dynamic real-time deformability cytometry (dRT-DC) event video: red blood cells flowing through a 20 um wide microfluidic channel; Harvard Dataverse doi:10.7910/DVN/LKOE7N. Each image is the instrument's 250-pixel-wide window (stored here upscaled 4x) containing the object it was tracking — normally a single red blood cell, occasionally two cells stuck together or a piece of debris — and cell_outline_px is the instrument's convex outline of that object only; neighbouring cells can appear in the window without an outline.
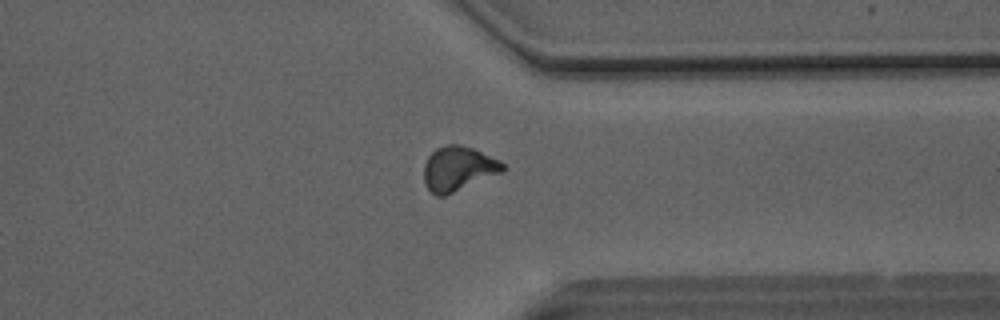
{"species": "Egyptian fruit bat (a non-hibernating species)", "species_latin": "Rousettus aegyptiacus", "temperature_condition": "room temperature", "stored_images_in_passage": 50, "camera_frame_rate_fps": 3000, "um_per_image_px": 0.085, "animal": {"sex": "male"}, "frame": {"image": 1, "passage_image": 39, "time_ms": 12.667, "image_size_px": [1000, 320], "cell_outline_px": [[504, 172], [444, 196], [436, 196], [424, 184], [424, 164], [428, 156], [436, 148], [448, 144], [460, 144], [472, 148], [500, 160], [504, 164]], "centroid_in_image_um": [38.95, 14.33], "position_along_channel_um": 372.5, "area_um2": 20.52}}
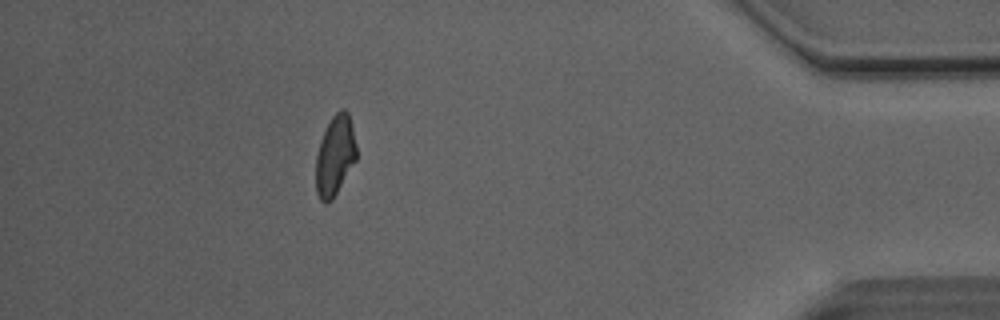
{"frame": {"image": 2, "passage_image": 45, "time_ms": 14.667, "image_size_px": [1000, 320], "cell_outline_px": [[356, 160], [332, 200], [328, 204], [324, 204], [320, 200], [316, 192], [316, 156], [320, 140], [332, 116], [340, 108], [344, 108], [348, 112], [356, 144]], "centroid_in_image_um": [28.46, 13.25], "position_along_channel_um": 406.7, "area_um2": 18.9}, "authors_computed_cell_mechanics": {"area_um2": 19.941, "velocity_mm_per_s": 4.1173, "shape_relaxation_time_tau1_ms": 8.8873, "shape_relaxation_time_tau2_ms": 2.9072, "deformation_change_tau1": 0.2, "deformation_change_tau2": 0.0918}}